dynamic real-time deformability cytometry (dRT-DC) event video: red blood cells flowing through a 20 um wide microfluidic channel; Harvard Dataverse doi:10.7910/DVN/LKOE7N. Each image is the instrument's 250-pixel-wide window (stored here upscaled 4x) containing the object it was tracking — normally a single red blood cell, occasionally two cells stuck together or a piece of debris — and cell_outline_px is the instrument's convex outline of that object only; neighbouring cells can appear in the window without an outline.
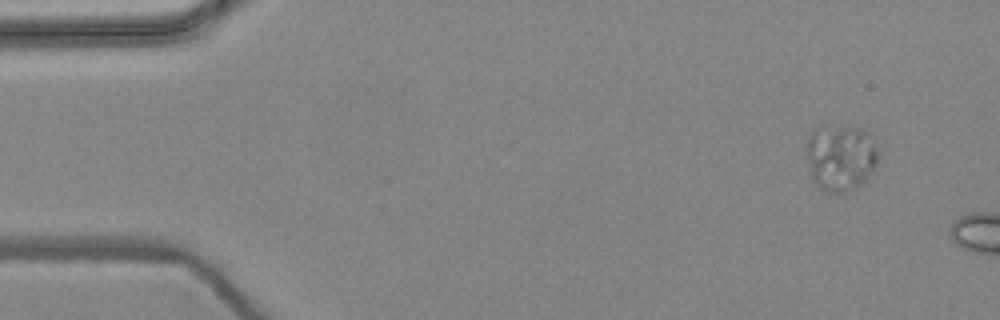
{"species": "common noctule bat (a hibernating species)", "species_latin": "Nyctalus noctula", "temperature_condition": "warm", "stored_images_in_passage": 4, "camera_frame_rate_fps": 3000, "um_per_image_px": 0.085, "animal": {"sex": "female", "body_mass_g": 24.6, "forearm_length_mm": 56.2}, "frame": {"image": 1, "passage_image": 4, "time_ms": 1.0, "image_size_px": [1000, 320], "cell_outline_px": [[876, 164], [872, 172], [864, 184], [844, 192], [828, 192], [820, 188], [812, 180], [804, 148], [808, 136], [820, 124], [864, 128], [868, 132], [876, 152]], "centroid_in_image_um": [71.39, 13.36], "position_along_channel_um": 13.6, "area_um2": 28.21}}